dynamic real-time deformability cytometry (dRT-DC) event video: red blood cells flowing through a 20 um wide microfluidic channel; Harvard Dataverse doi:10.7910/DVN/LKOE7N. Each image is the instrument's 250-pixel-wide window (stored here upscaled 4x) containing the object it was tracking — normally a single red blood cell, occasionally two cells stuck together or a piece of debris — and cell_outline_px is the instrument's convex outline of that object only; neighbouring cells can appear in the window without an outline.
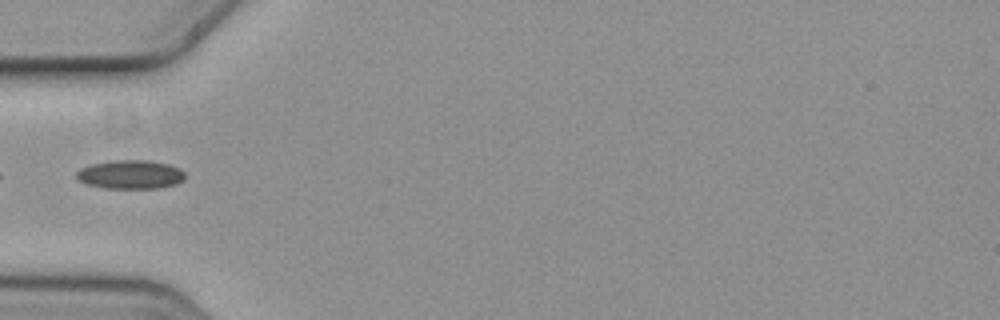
{"species": "common noctule bat (a hibernating species)", "species_latin": "Nyctalus noctula", "temperature_condition": "cold", "stored_images_in_passage": 2, "camera_frame_rate_fps": 3000, "um_per_image_px": 0.085, "animal": {"sex": "female", "body_mass_g": 19.3, "forearm_length_mm": 54.1}, "frame": {"image": 1, "passage_image": 2, "time_ms": 0.333, "image_size_px": [1000, 320], "cell_outline_px": [[184, 180], [176, 184], [160, 188], [104, 188], [88, 184], [80, 180], [76, 176], [76, 172], [80, 168], [92, 164], [112, 160], [144, 160], [168, 164], [180, 168], [184, 172]], "centroid_in_image_um": [11.1, 14.83], "position_along_channel_um": 73.9, "area_um2": 18.15}}